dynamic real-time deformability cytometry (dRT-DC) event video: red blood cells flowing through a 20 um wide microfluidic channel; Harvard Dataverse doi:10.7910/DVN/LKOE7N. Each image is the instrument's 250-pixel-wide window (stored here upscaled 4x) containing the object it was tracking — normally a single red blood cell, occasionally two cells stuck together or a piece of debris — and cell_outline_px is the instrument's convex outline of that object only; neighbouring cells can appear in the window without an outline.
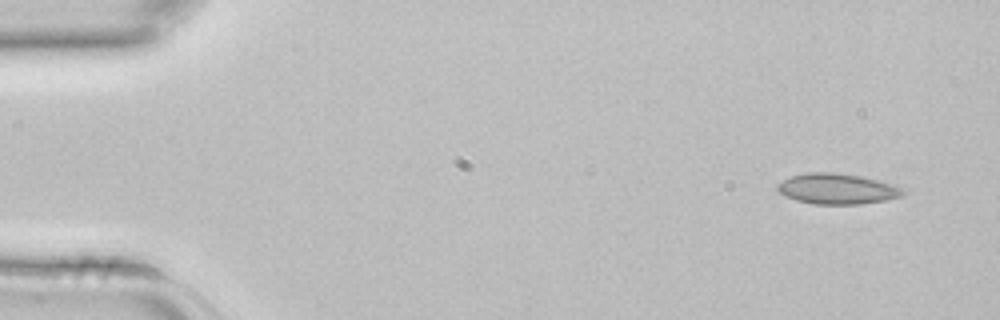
{"species": "common noctule bat (a hibernating species)", "species_latin": "Nyctalus noctula", "temperature_condition": "room temperature", "stored_images_in_passage": 4, "segment_of_instrument_passage": [1, 2], "camera_frame_rate_fps": 3000, "um_per_image_px": 0.085, "animal": {"sex": "female", "body_mass_g": 22.7, "forearm_length_mm": 54.2}, "frame": {"image": 1, "passage_image": 1, "time_ms": 0.0, "image_size_px": [1000, 320], "cell_outline_px": [[908, 192], [904, 196], [888, 200], [860, 204], [816, 204], [796, 200], [784, 196], [776, 188], [776, 184], [792, 176], [808, 172], [836, 172], [860, 176], [892, 184]], "centroid_in_image_um": [71.18, 16.05], "position_along_channel_um": 13.8, "area_um2": 22.43}}
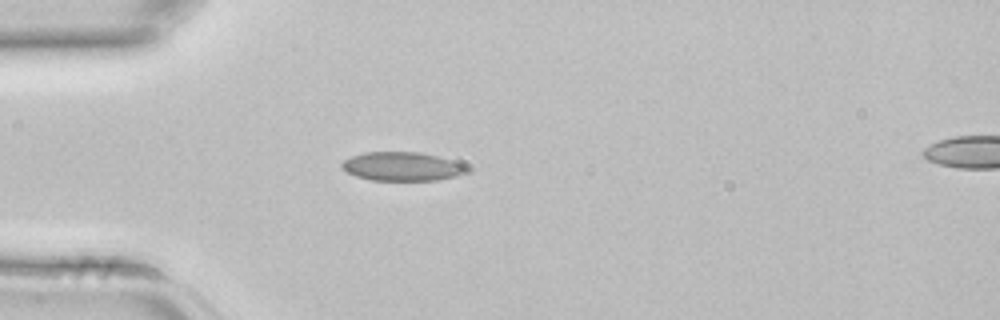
{"frame": {"image": 2, "passage_image": 3, "time_ms": 0.667, "image_size_px": [1000, 320], "cell_outline_px": [[468, 172], [456, 176], [436, 180], [372, 180], [356, 176], [348, 172], [340, 164], [344, 160], [352, 156], [364, 152], [420, 152], [452, 160], [468, 168]], "centroid_in_image_um": [34.17, 14.14], "position_along_channel_um": 50.8, "area_um2": 20.69}}